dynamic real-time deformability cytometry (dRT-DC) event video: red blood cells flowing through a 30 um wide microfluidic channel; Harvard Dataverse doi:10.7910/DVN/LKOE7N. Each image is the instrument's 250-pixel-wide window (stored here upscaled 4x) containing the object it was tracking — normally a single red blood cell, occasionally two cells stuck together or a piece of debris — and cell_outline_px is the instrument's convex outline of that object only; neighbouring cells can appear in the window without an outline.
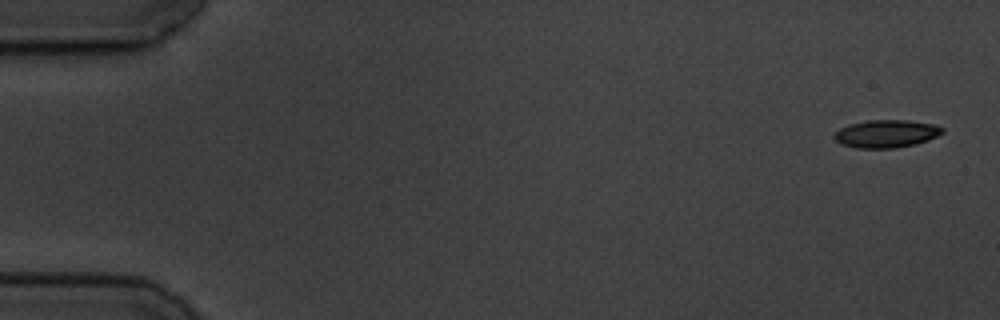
{"species": "common noctule bat (a hibernating species)", "species_latin": "Nyctalus noctula", "temperature_condition": "cold", "stored_images_in_passage": 6, "camera_frame_rate_fps": 3000, "um_per_image_px": 0.085, "animal": {"sex": "male", "body_mass_g": 19.5, "forearm_length_mm": 54.6}, "frame": {"image": 1, "passage_image": 1, "time_ms": 0.0, "image_size_px": [1000, 320], "cell_outline_px": [[944, 132], [928, 140], [916, 144], [896, 148], [856, 148], [840, 144], [832, 136], [840, 128], [848, 124], [868, 120], [908, 120], [936, 124], [944, 128]], "centroid_in_image_um": [75.33, 11.36], "position_along_channel_um": 9.7, "area_um2": 17.69}}
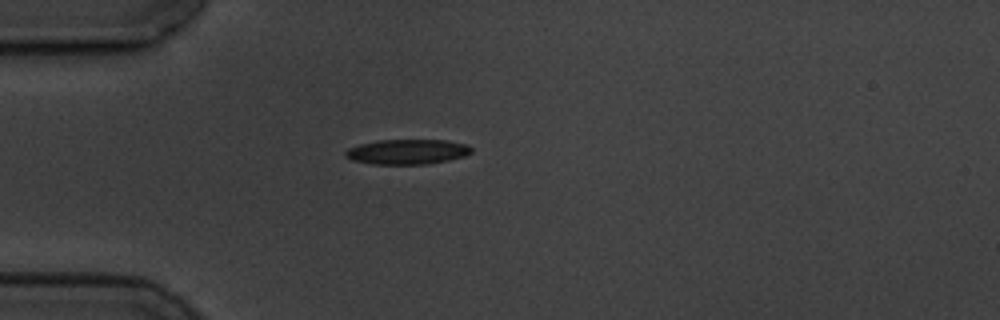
{"frame": {"image": 2, "passage_image": 5, "time_ms": 4.667, "image_size_px": [1000, 320], "cell_outline_px": [[472, 152], [464, 156], [448, 160], [428, 164], [372, 164], [352, 160], [344, 156], [344, 152], [348, 148], [360, 144], [376, 140], [444, 140], [468, 144], [472, 148]], "centroid_in_image_um": [34.61, 12.9], "position_along_channel_um": 50.4, "area_um2": 18.44}}